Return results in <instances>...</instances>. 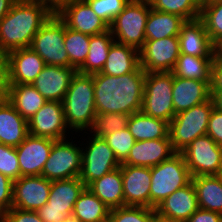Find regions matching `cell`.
<instances>
[{
	"mask_svg": "<svg viewBox=\"0 0 222 222\" xmlns=\"http://www.w3.org/2000/svg\"><path fill=\"white\" fill-rule=\"evenodd\" d=\"M94 81L96 113L140 112L143 103L146 72L139 66L134 72L121 76L91 74Z\"/></svg>",
	"mask_w": 222,
	"mask_h": 222,
	"instance_id": "cell-1",
	"label": "cell"
},
{
	"mask_svg": "<svg viewBox=\"0 0 222 222\" xmlns=\"http://www.w3.org/2000/svg\"><path fill=\"white\" fill-rule=\"evenodd\" d=\"M54 12L45 4L16 0L11 10L0 21V55L30 48L33 37Z\"/></svg>",
	"mask_w": 222,
	"mask_h": 222,
	"instance_id": "cell-2",
	"label": "cell"
},
{
	"mask_svg": "<svg viewBox=\"0 0 222 222\" xmlns=\"http://www.w3.org/2000/svg\"><path fill=\"white\" fill-rule=\"evenodd\" d=\"M94 94L93 76L76 72L62 100L66 124L74 134L84 130V135L92 127L97 115Z\"/></svg>",
	"mask_w": 222,
	"mask_h": 222,
	"instance_id": "cell-3",
	"label": "cell"
},
{
	"mask_svg": "<svg viewBox=\"0 0 222 222\" xmlns=\"http://www.w3.org/2000/svg\"><path fill=\"white\" fill-rule=\"evenodd\" d=\"M214 101L211 98L175 114L169 123L168 135L172 148L180 153L196 138L206 135Z\"/></svg>",
	"mask_w": 222,
	"mask_h": 222,
	"instance_id": "cell-4",
	"label": "cell"
},
{
	"mask_svg": "<svg viewBox=\"0 0 222 222\" xmlns=\"http://www.w3.org/2000/svg\"><path fill=\"white\" fill-rule=\"evenodd\" d=\"M192 176L181 153L151 167L150 208H156L177 189L188 185Z\"/></svg>",
	"mask_w": 222,
	"mask_h": 222,
	"instance_id": "cell-5",
	"label": "cell"
},
{
	"mask_svg": "<svg viewBox=\"0 0 222 222\" xmlns=\"http://www.w3.org/2000/svg\"><path fill=\"white\" fill-rule=\"evenodd\" d=\"M172 72L146 73L141 111L148 116L164 120L168 124L175 116L172 86Z\"/></svg>",
	"mask_w": 222,
	"mask_h": 222,
	"instance_id": "cell-6",
	"label": "cell"
},
{
	"mask_svg": "<svg viewBox=\"0 0 222 222\" xmlns=\"http://www.w3.org/2000/svg\"><path fill=\"white\" fill-rule=\"evenodd\" d=\"M151 5L147 1H129L111 25L114 40L140 50L145 43V27Z\"/></svg>",
	"mask_w": 222,
	"mask_h": 222,
	"instance_id": "cell-7",
	"label": "cell"
},
{
	"mask_svg": "<svg viewBox=\"0 0 222 222\" xmlns=\"http://www.w3.org/2000/svg\"><path fill=\"white\" fill-rule=\"evenodd\" d=\"M64 38L65 23L54 13L33 37L30 48L46 65L70 67Z\"/></svg>",
	"mask_w": 222,
	"mask_h": 222,
	"instance_id": "cell-8",
	"label": "cell"
},
{
	"mask_svg": "<svg viewBox=\"0 0 222 222\" xmlns=\"http://www.w3.org/2000/svg\"><path fill=\"white\" fill-rule=\"evenodd\" d=\"M73 138L56 140L47 159L41 176L55 181L79 177L82 165V145ZM76 142V143H75Z\"/></svg>",
	"mask_w": 222,
	"mask_h": 222,
	"instance_id": "cell-9",
	"label": "cell"
},
{
	"mask_svg": "<svg viewBox=\"0 0 222 222\" xmlns=\"http://www.w3.org/2000/svg\"><path fill=\"white\" fill-rule=\"evenodd\" d=\"M87 134L89 135L87 140H89H86L87 143L85 142L82 147V165L79 175L86 187L121 165L104 138Z\"/></svg>",
	"mask_w": 222,
	"mask_h": 222,
	"instance_id": "cell-10",
	"label": "cell"
},
{
	"mask_svg": "<svg viewBox=\"0 0 222 222\" xmlns=\"http://www.w3.org/2000/svg\"><path fill=\"white\" fill-rule=\"evenodd\" d=\"M192 177L217 175L222 162V146L208 135L196 138L180 152Z\"/></svg>",
	"mask_w": 222,
	"mask_h": 222,
	"instance_id": "cell-11",
	"label": "cell"
},
{
	"mask_svg": "<svg viewBox=\"0 0 222 222\" xmlns=\"http://www.w3.org/2000/svg\"><path fill=\"white\" fill-rule=\"evenodd\" d=\"M180 55L178 36L145 40L139 50L140 66L146 72H172Z\"/></svg>",
	"mask_w": 222,
	"mask_h": 222,
	"instance_id": "cell-12",
	"label": "cell"
},
{
	"mask_svg": "<svg viewBox=\"0 0 222 222\" xmlns=\"http://www.w3.org/2000/svg\"><path fill=\"white\" fill-rule=\"evenodd\" d=\"M70 131L66 124L63 105L60 101H47L28 120V132L35 137L63 140L68 136L70 138Z\"/></svg>",
	"mask_w": 222,
	"mask_h": 222,
	"instance_id": "cell-13",
	"label": "cell"
},
{
	"mask_svg": "<svg viewBox=\"0 0 222 222\" xmlns=\"http://www.w3.org/2000/svg\"><path fill=\"white\" fill-rule=\"evenodd\" d=\"M55 13L68 28L80 33L93 36L109 30V26L94 13L85 0H70Z\"/></svg>",
	"mask_w": 222,
	"mask_h": 222,
	"instance_id": "cell-14",
	"label": "cell"
},
{
	"mask_svg": "<svg viewBox=\"0 0 222 222\" xmlns=\"http://www.w3.org/2000/svg\"><path fill=\"white\" fill-rule=\"evenodd\" d=\"M7 85L32 84L46 66L31 48L10 51L5 56Z\"/></svg>",
	"mask_w": 222,
	"mask_h": 222,
	"instance_id": "cell-15",
	"label": "cell"
},
{
	"mask_svg": "<svg viewBox=\"0 0 222 222\" xmlns=\"http://www.w3.org/2000/svg\"><path fill=\"white\" fill-rule=\"evenodd\" d=\"M52 181L43 176H21L13 184V208L37 211L49 198Z\"/></svg>",
	"mask_w": 222,
	"mask_h": 222,
	"instance_id": "cell-16",
	"label": "cell"
},
{
	"mask_svg": "<svg viewBox=\"0 0 222 222\" xmlns=\"http://www.w3.org/2000/svg\"><path fill=\"white\" fill-rule=\"evenodd\" d=\"M55 141L51 138L35 137L29 134L16 147L20 177L41 176Z\"/></svg>",
	"mask_w": 222,
	"mask_h": 222,
	"instance_id": "cell-17",
	"label": "cell"
},
{
	"mask_svg": "<svg viewBox=\"0 0 222 222\" xmlns=\"http://www.w3.org/2000/svg\"><path fill=\"white\" fill-rule=\"evenodd\" d=\"M124 206L150 208L151 167L121 164Z\"/></svg>",
	"mask_w": 222,
	"mask_h": 222,
	"instance_id": "cell-18",
	"label": "cell"
},
{
	"mask_svg": "<svg viewBox=\"0 0 222 222\" xmlns=\"http://www.w3.org/2000/svg\"><path fill=\"white\" fill-rule=\"evenodd\" d=\"M76 72L74 67L46 65L32 85L47 101L62 102Z\"/></svg>",
	"mask_w": 222,
	"mask_h": 222,
	"instance_id": "cell-19",
	"label": "cell"
},
{
	"mask_svg": "<svg viewBox=\"0 0 222 222\" xmlns=\"http://www.w3.org/2000/svg\"><path fill=\"white\" fill-rule=\"evenodd\" d=\"M155 209L163 218L186 222L199 209L192 181L169 195Z\"/></svg>",
	"mask_w": 222,
	"mask_h": 222,
	"instance_id": "cell-20",
	"label": "cell"
},
{
	"mask_svg": "<svg viewBox=\"0 0 222 222\" xmlns=\"http://www.w3.org/2000/svg\"><path fill=\"white\" fill-rule=\"evenodd\" d=\"M175 153L169 136L162 139L135 141L127 159L122 164L154 167Z\"/></svg>",
	"mask_w": 222,
	"mask_h": 222,
	"instance_id": "cell-21",
	"label": "cell"
},
{
	"mask_svg": "<svg viewBox=\"0 0 222 222\" xmlns=\"http://www.w3.org/2000/svg\"><path fill=\"white\" fill-rule=\"evenodd\" d=\"M211 81L174 76L172 100L175 113L192 108L211 99Z\"/></svg>",
	"mask_w": 222,
	"mask_h": 222,
	"instance_id": "cell-22",
	"label": "cell"
},
{
	"mask_svg": "<svg viewBox=\"0 0 222 222\" xmlns=\"http://www.w3.org/2000/svg\"><path fill=\"white\" fill-rule=\"evenodd\" d=\"M178 39L180 54L212 57L213 43L200 18L186 21L181 27Z\"/></svg>",
	"mask_w": 222,
	"mask_h": 222,
	"instance_id": "cell-23",
	"label": "cell"
},
{
	"mask_svg": "<svg viewBox=\"0 0 222 222\" xmlns=\"http://www.w3.org/2000/svg\"><path fill=\"white\" fill-rule=\"evenodd\" d=\"M28 121L7 100L0 102V143L17 147L27 136Z\"/></svg>",
	"mask_w": 222,
	"mask_h": 222,
	"instance_id": "cell-24",
	"label": "cell"
},
{
	"mask_svg": "<svg viewBox=\"0 0 222 222\" xmlns=\"http://www.w3.org/2000/svg\"><path fill=\"white\" fill-rule=\"evenodd\" d=\"M87 188L110 210L124 206L123 180L120 167L91 182Z\"/></svg>",
	"mask_w": 222,
	"mask_h": 222,
	"instance_id": "cell-25",
	"label": "cell"
},
{
	"mask_svg": "<svg viewBox=\"0 0 222 222\" xmlns=\"http://www.w3.org/2000/svg\"><path fill=\"white\" fill-rule=\"evenodd\" d=\"M140 66L139 50L114 41L100 73L121 76L134 72Z\"/></svg>",
	"mask_w": 222,
	"mask_h": 222,
	"instance_id": "cell-26",
	"label": "cell"
},
{
	"mask_svg": "<svg viewBox=\"0 0 222 222\" xmlns=\"http://www.w3.org/2000/svg\"><path fill=\"white\" fill-rule=\"evenodd\" d=\"M7 100L27 121L47 102L32 84L7 85Z\"/></svg>",
	"mask_w": 222,
	"mask_h": 222,
	"instance_id": "cell-27",
	"label": "cell"
},
{
	"mask_svg": "<svg viewBox=\"0 0 222 222\" xmlns=\"http://www.w3.org/2000/svg\"><path fill=\"white\" fill-rule=\"evenodd\" d=\"M85 188L86 185L79 177L52 181L46 209L73 210L75 202Z\"/></svg>",
	"mask_w": 222,
	"mask_h": 222,
	"instance_id": "cell-28",
	"label": "cell"
},
{
	"mask_svg": "<svg viewBox=\"0 0 222 222\" xmlns=\"http://www.w3.org/2000/svg\"><path fill=\"white\" fill-rule=\"evenodd\" d=\"M200 209L222 214V179L217 175L192 177Z\"/></svg>",
	"mask_w": 222,
	"mask_h": 222,
	"instance_id": "cell-29",
	"label": "cell"
},
{
	"mask_svg": "<svg viewBox=\"0 0 222 222\" xmlns=\"http://www.w3.org/2000/svg\"><path fill=\"white\" fill-rule=\"evenodd\" d=\"M186 22L179 15L150 9L146 27V40H158L178 36L182 25Z\"/></svg>",
	"mask_w": 222,
	"mask_h": 222,
	"instance_id": "cell-30",
	"label": "cell"
},
{
	"mask_svg": "<svg viewBox=\"0 0 222 222\" xmlns=\"http://www.w3.org/2000/svg\"><path fill=\"white\" fill-rule=\"evenodd\" d=\"M127 128L135 141L167 138L169 124L148 115L142 111L130 115Z\"/></svg>",
	"mask_w": 222,
	"mask_h": 222,
	"instance_id": "cell-31",
	"label": "cell"
},
{
	"mask_svg": "<svg viewBox=\"0 0 222 222\" xmlns=\"http://www.w3.org/2000/svg\"><path fill=\"white\" fill-rule=\"evenodd\" d=\"M114 41V37L110 30L90 36L89 53L85 62L77 69V72L89 75L101 72L106 63L110 47Z\"/></svg>",
	"mask_w": 222,
	"mask_h": 222,
	"instance_id": "cell-32",
	"label": "cell"
},
{
	"mask_svg": "<svg viewBox=\"0 0 222 222\" xmlns=\"http://www.w3.org/2000/svg\"><path fill=\"white\" fill-rule=\"evenodd\" d=\"M110 209L87 187L74 204L72 215L81 222H107Z\"/></svg>",
	"mask_w": 222,
	"mask_h": 222,
	"instance_id": "cell-33",
	"label": "cell"
},
{
	"mask_svg": "<svg viewBox=\"0 0 222 222\" xmlns=\"http://www.w3.org/2000/svg\"><path fill=\"white\" fill-rule=\"evenodd\" d=\"M212 57H197L180 54L172 73L176 77L211 81Z\"/></svg>",
	"mask_w": 222,
	"mask_h": 222,
	"instance_id": "cell-34",
	"label": "cell"
},
{
	"mask_svg": "<svg viewBox=\"0 0 222 222\" xmlns=\"http://www.w3.org/2000/svg\"><path fill=\"white\" fill-rule=\"evenodd\" d=\"M90 35L80 33L65 25L64 45L69 57L70 67L76 70L85 62L89 53Z\"/></svg>",
	"mask_w": 222,
	"mask_h": 222,
	"instance_id": "cell-35",
	"label": "cell"
},
{
	"mask_svg": "<svg viewBox=\"0 0 222 222\" xmlns=\"http://www.w3.org/2000/svg\"><path fill=\"white\" fill-rule=\"evenodd\" d=\"M151 8L181 16L186 21L200 18V0H150Z\"/></svg>",
	"mask_w": 222,
	"mask_h": 222,
	"instance_id": "cell-36",
	"label": "cell"
},
{
	"mask_svg": "<svg viewBox=\"0 0 222 222\" xmlns=\"http://www.w3.org/2000/svg\"><path fill=\"white\" fill-rule=\"evenodd\" d=\"M130 115L126 113H100L94 118L90 134L103 138L104 136L127 128Z\"/></svg>",
	"mask_w": 222,
	"mask_h": 222,
	"instance_id": "cell-37",
	"label": "cell"
},
{
	"mask_svg": "<svg viewBox=\"0 0 222 222\" xmlns=\"http://www.w3.org/2000/svg\"><path fill=\"white\" fill-rule=\"evenodd\" d=\"M156 209L143 206H123L110 210L107 222H154Z\"/></svg>",
	"mask_w": 222,
	"mask_h": 222,
	"instance_id": "cell-38",
	"label": "cell"
},
{
	"mask_svg": "<svg viewBox=\"0 0 222 222\" xmlns=\"http://www.w3.org/2000/svg\"><path fill=\"white\" fill-rule=\"evenodd\" d=\"M200 19L212 43L222 37V0L201 4Z\"/></svg>",
	"mask_w": 222,
	"mask_h": 222,
	"instance_id": "cell-39",
	"label": "cell"
},
{
	"mask_svg": "<svg viewBox=\"0 0 222 222\" xmlns=\"http://www.w3.org/2000/svg\"><path fill=\"white\" fill-rule=\"evenodd\" d=\"M103 138L113 150L114 155L120 164L127 159L130 149L135 143V139L128 128L114 131Z\"/></svg>",
	"mask_w": 222,
	"mask_h": 222,
	"instance_id": "cell-40",
	"label": "cell"
},
{
	"mask_svg": "<svg viewBox=\"0 0 222 222\" xmlns=\"http://www.w3.org/2000/svg\"><path fill=\"white\" fill-rule=\"evenodd\" d=\"M94 13L108 26L120 14L130 0H85Z\"/></svg>",
	"mask_w": 222,
	"mask_h": 222,
	"instance_id": "cell-41",
	"label": "cell"
},
{
	"mask_svg": "<svg viewBox=\"0 0 222 222\" xmlns=\"http://www.w3.org/2000/svg\"><path fill=\"white\" fill-rule=\"evenodd\" d=\"M0 173L13 181L20 177L16 148L2 143H0Z\"/></svg>",
	"mask_w": 222,
	"mask_h": 222,
	"instance_id": "cell-42",
	"label": "cell"
},
{
	"mask_svg": "<svg viewBox=\"0 0 222 222\" xmlns=\"http://www.w3.org/2000/svg\"><path fill=\"white\" fill-rule=\"evenodd\" d=\"M13 184V180L0 173V217L12 207Z\"/></svg>",
	"mask_w": 222,
	"mask_h": 222,
	"instance_id": "cell-43",
	"label": "cell"
},
{
	"mask_svg": "<svg viewBox=\"0 0 222 222\" xmlns=\"http://www.w3.org/2000/svg\"><path fill=\"white\" fill-rule=\"evenodd\" d=\"M3 222H44L36 211H26L11 207L1 216Z\"/></svg>",
	"mask_w": 222,
	"mask_h": 222,
	"instance_id": "cell-44",
	"label": "cell"
},
{
	"mask_svg": "<svg viewBox=\"0 0 222 222\" xmlns=\"http://www.w3.org/2000/svg\"><path fill=\"white\" fill-rule=\"evenodd\" d=\"M206 135L210 136L217 145L222 146V111L212 109Z\"/></svg>",
	"mask_w": 222,
	"mask_h": 222,
	"instance_id": "cell-45",
	"label": "cell"
},
{
	"mask_svg": "<svg viewBox=\"0 0 222 222\" xmlns=\"http://www.w3.org/2000/svg\"><path fill=\"white\" fill-rule=\"evenodd\" d=\"M36 212L44 222H60L67 216L72 215L73 210L46 209L45 203Z\"/></svg>",
	"mask_w": 222,
	"mask_h": 222,
	"instance_id": "cell-46",
	"label": "cell"
},
{
	"mask_svg": "<svg viewBox=\"0 0 222 222\" xmlns=\"http://www.w3.org/2000/svg\"><path fill=\"white\" fill-rule=\"evenodd\" d=\"M186 222H222V214L199 208Z\"/></svg>",
	"mask_w": 222,
	"mask_h": 222,
	"instance_id": "cell-47",
	"label": "cell"
},
{
	"mask_svg": "<svg viewBox=\"0 0 222 222\" xmlns=\"http://www.w3.org/2000/svg\"><path fill=\"white\" fill-rule=\"evenodd\" d=\"M211 91H222V61L212 60Z\"/></svg>",
	"mask_w": 222,
	"mask_h": 222,
	"instance_id": "cell-48",
	"label": "cell"
},
{
	"mask_svg": "<svg viewBox=\"0 0 222 222\" xmlns=\"http://www.w3.org/2000/svg\"><path fill=\"white\" fill-rule=\"evenodd\" d=\"M7 99V75L5 57L0 55V101Z\"/></svg>",
	"mask_w": 222,
	"mask_h": 222,
	"instance_id": "cell-49",
	"label": "cell"
},
{
	"mask_svg": "<svg viewBox=\"0 0 222 222\" xmlns=\"http://www.w3.org/2000/svg\"><path fill=\"white\" fill-rule=\"evenodd\" d=\"M29 1H35L37 3L45 4L55 13L63 4H65L70 0H29Z\"/></svg>",
	"mask_w": 222,
	"mask_h": 222,
	"instance_id": "cell-50",
	"label": "cell"
},
{
	"mask_svg": "<svg viewBox=\"0 0 222 222\" xmlns=\"http://www.w3.org/2000/svg\"><path fill=\"white\" fill-rule=\"evenodd\" d=\"M212 58L214 61H222V37L213 42Z\"/></svg>",
	"mask_w": 222,
	"mask_h": 222,
	"instance_id": "cell-51",
	"label": "cell"
},
{
	"mask_svg": "<svg viewBox=\"0 0 222 222\" xmlns=\"http://www.w3.org/2000/svg\"><path fill=\"white\" fill-rule=\"evenodd\" d=\"M16 0H0V21L7 15L11 10V7Z\"/></svg>",
	"mask_w": 222,
	"mask_h": 222,
	"instance_id": "cell-52",
	"label": "cell"
},
{
	"mask_svg": "<svg viewBox=\"0 0 222 222\" xmlns=\"http://www.w3.org/2000/svg\"><path fill=\"white\" fill-rule=\"evenodd\" d=\"M211 98L214 101V107L222 111V91H211Z\"/></svg>",
	"mask_w": 222,
	"mask_h": 222,
	"instance_id": "cell-53",
	"label": "cell"
},
{
	"mask_svg": "<svg viewBox=\"0 0 222 222\" xmlns=\"http://www.w3.org/2000/svg\"><path fill=\"white\" fill-rule=\"evenodd\" d=\"M154 222H179V221L163 218V217L159 216L158 214H156L154 216Z\"/></svg>",
	"mask_w": 222,
	"mask_h": 222,
	"instance_id": "cell-54",
	"label": "cell"
},
{
	"mask_svg": "<svg viewBox=\"0 0 222 222\" xmlns=\"http://www.w3.org/2000/svg\"><path fill=\"white\" fill-rule=\"evenodd\" d=\"M60 222H81L78 218H76L73 215L67 216L65 219H63Z\"/></svg>",
	"mask_w": 222,
	"mask_h": 222,
	"instance_id": "cell-55",
	"label": "cell"
},
{
	"mask_svg": "<svg viewBox=\"0 0 222 222\" xmlns=\"http://www.w3.org/2000/svg\"><path fill=\"white\" fill-rule=\"evenodd\" d=\"M215 1H218V0H200V3L201 4H206V3H212V2H215Z\"/></svg>",
	"mask_w": 222,
	"mask_h": 222,
	"instance_id": "cell-56",
	"label": "cell"
},
{
	"mask_svg": "<svg viewBox=\"0 0 222 222\" xmlns=\"http://www.w3.org/2000/svg\"><path fill=\"white\" fill-rule=\"evenodd\" d=\"M217 176H219V177L222 179V162H221V164H220V169H219V171H218Z\"/></svg>",
	"mask_w": 222,
	"mask_h": 222,
	"instance_id": "cell-57",
	"label": "cell"
},
{
	"mask_svg": "<svg viewBox=\"0 0 222 222\" xmlns=\"http://www.w3.org/2000/svg\"><path fill=\"white\" fill-rule=\"evenodd\" d=\"M130 1H147V2H149L150 0H130Z\"/></svg>",
	"mask_w": 222,
	"mask_h": 222,
	"instance_id": "cell-58",
	"label": "cell"
}]
</instances>
